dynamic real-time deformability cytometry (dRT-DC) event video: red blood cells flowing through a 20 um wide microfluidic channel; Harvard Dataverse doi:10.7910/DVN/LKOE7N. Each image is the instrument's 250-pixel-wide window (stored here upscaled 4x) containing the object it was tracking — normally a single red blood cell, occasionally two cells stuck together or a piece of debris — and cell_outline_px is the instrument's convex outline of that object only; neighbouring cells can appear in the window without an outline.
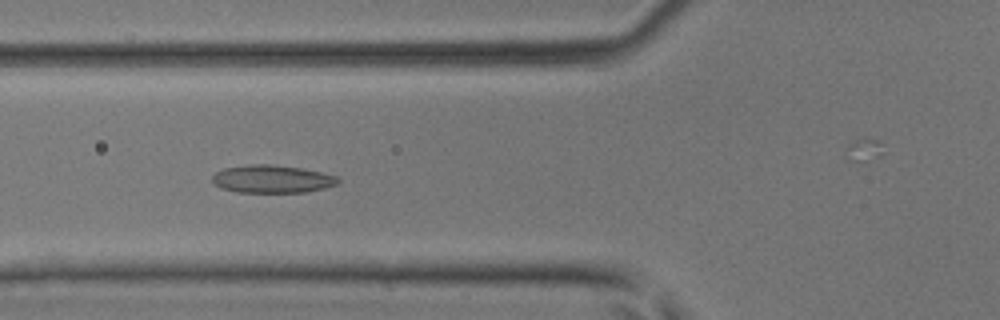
{"species": "common noctule bat (a hibernating species)", "species_latin": "Nyctalus noctula", "temperature_condition": "room temperature", "stored_images_in_passage": 37, "camera_frame_rate_fps": 3000, "um_per_image_px": 0.085, "animal": {"sex": "male", "body_mass_g": 17.9, "forearm_length_mm": 54.2}, "frame": {"image": 1, "passage_image": 17, "time_ms": 5.333, "image_size_px": [1000, 320], "cell_outline_px": [[340, 180], [336, 184], [324, 188], [304, 192], [236, 192], [220, 188], [212, 184], [212, 176], [216, 172], [224, 168], [248, 164], [268, 164], [300, 168], [320, 172], [336, 176]], "centroid_in_image_um": [23.06, 15.22], "position_along_channel_um": 102.7, "area_um2": 20.35}}
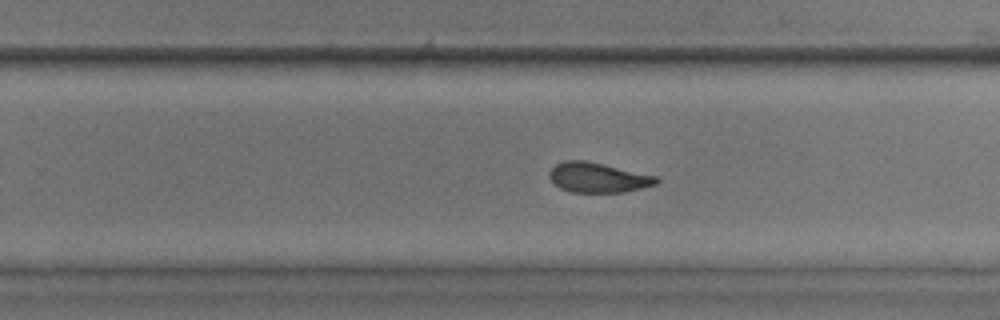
{"frame": {"image": 2, "passage_image": 29, "time_ms": 9.333, "image_size_px": [1000, 320], "cell_outline_px": [[660, 180], [656, 184], [624, 192], [572, 192], [560, 188], [548, 176], [548, 172], [556, 164], [564, 160], [584, 160], [604, 164], [656, 176]], "centroid_in_image_um": [50.81, 15.08], "position_along_channel_um": 279.0, "area_um2": 18.5}}
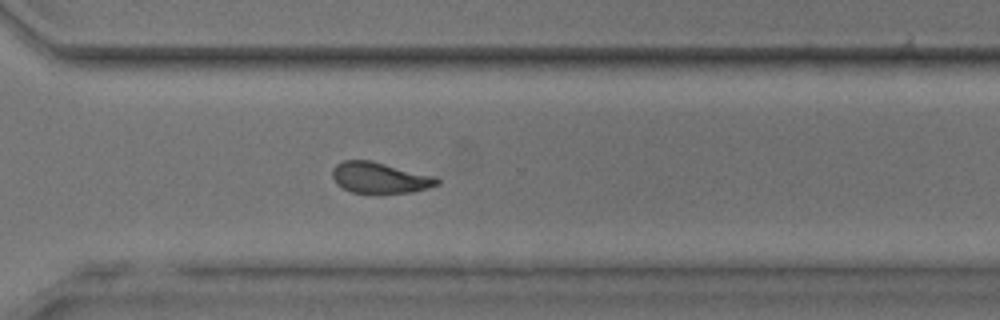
{"frame": {"image": 3, "passage_image": 33, "time_ms": 10.667, "image_size_px": [1000, 320], "cell_outline_px": [[440, 184], [428, 188], [412, 192], [352, 192], [336, 184], [332, 176], [332, 168], [336, 164], [344, 160], [368, 160], [436, 176], [440, 180]], "centroid_in_image_um": [32.29, 15.1], "position_along_channel_um": 338.3, "area_um2": 18.67}}